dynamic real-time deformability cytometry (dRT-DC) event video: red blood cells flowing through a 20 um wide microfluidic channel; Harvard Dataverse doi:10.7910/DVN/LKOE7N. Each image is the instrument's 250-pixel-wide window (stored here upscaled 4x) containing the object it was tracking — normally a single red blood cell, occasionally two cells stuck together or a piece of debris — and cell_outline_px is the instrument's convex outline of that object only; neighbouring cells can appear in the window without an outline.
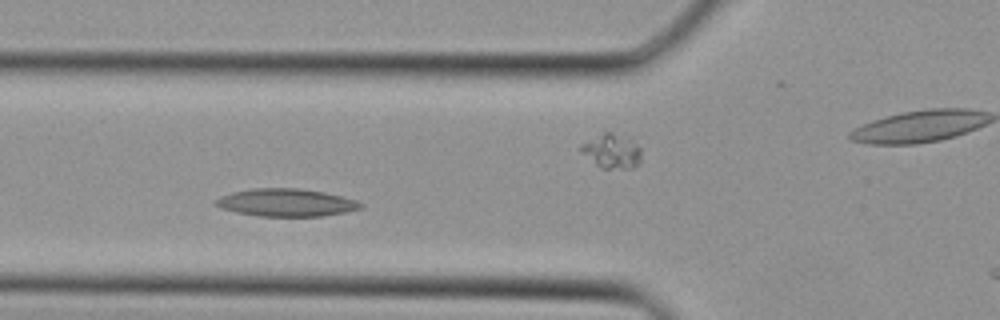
{"species": "Egyptian fruit bat (a non-hibernating species)", "species_latin": "Rousettus aegyptiacus", "temperature_condition": "cold", "stored_images_in_passage": 8, "camera_frame_rate_fps": 3000, "um_per_image_px": 0.085, "animal": {"sex": "female"}, "frame": {"image": 1, "passage_image": 4, "time_ms": 1.0, "image_size_px": [1000, 320], "cell_outline_px": [[364, 204], [360, 208], [348, 212], [324, 216], [260, 216], [236, 212], [220, 208], [216, 204], [216, 200], [220, 196], [232, 192], [252, 188], [296, 188], [324, 192], [356, 200]], "centroid_in_image_um": [24.34, 17.22], "position_along_channel_um": 101.5, "area_um2": 23.29}}